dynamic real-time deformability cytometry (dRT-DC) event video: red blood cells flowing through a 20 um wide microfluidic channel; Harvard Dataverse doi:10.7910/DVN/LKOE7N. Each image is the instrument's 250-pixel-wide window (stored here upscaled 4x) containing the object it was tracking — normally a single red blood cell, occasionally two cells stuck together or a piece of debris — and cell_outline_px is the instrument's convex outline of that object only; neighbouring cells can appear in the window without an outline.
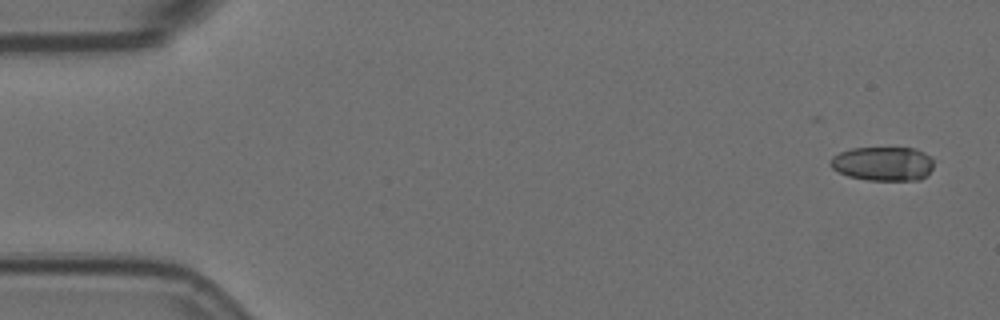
{"species": "Egyptian fruit bat (a non-hibernating species)", "species_latin": "Rousettus aegyptiacus", "temperature_condition": "room temperature", "stored_images_in_passage": 5, "camera_frame_rate_fps": 3000, "um_per_image_px": 0.085, "animal": {"sex": "female"}, "frame": {"image": 1, "passage_image": 1, "time_ms": 0.0, "image_size_px": [1000, 320], "cell_outline_px": [[932, 168], [920, 180], [868, 180], [848, 176], [832, 168], [828, 164], [832, 156], [840, 152], [852, 148], [916, 148], [924, 152], [932, 160]], "centroid_in_image_um": [75.02, 13.91], "position_along_channel_um": 10.0, "area_um2": 20.46}}
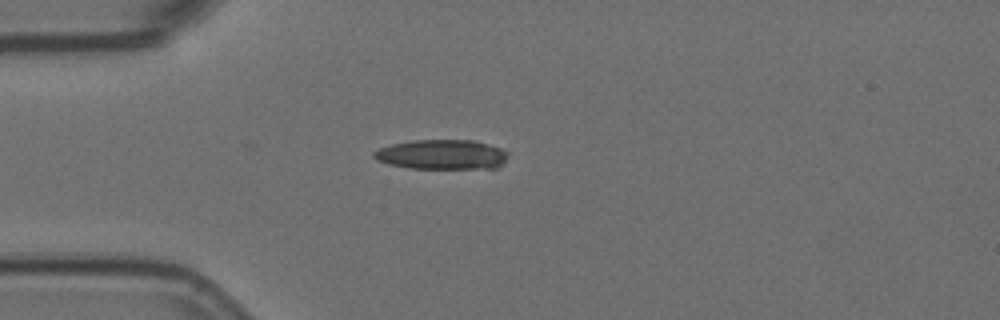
{"frame": {"image": 2, "passage_image": 5, "time_ms": 1.333, "image_size_px": [1000, 320], "cell_outline_px": [[508, 152], [504, 164], [496, 168], [412, 168], [388, 164], [376, 160], [372, 156], [372, 152], [380, 148], [392, 144], [412, 140], [472, 140], [500, 148]], "centroid_in_image_um": [37.54, 13.14], "position_along_channel_um": 47.5, "area_um2": 23.18}}